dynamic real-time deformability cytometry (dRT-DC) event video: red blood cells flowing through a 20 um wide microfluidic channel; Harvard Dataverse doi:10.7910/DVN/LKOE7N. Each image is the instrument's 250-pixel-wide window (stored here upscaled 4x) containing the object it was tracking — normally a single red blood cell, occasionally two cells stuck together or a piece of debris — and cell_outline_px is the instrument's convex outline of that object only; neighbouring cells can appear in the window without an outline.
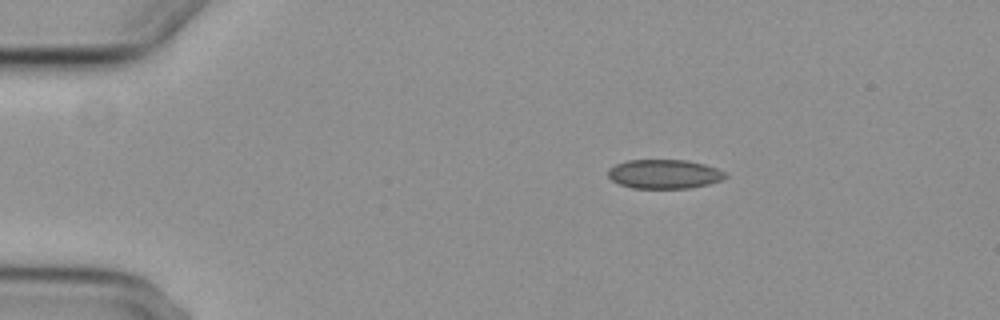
{"species": "common noctule bat (a hibernating species)", "species_latin": "Nyctalus noctula", "temperature_condition": "cold", "stored_images_in_passage": 3, "camera_frame_rate_fps": 3000, "um_per_image_px": 0.085, "animal": {"sex": "female", "body_mass_g": 29.2, "forearm_length_mm": 56.3}, "frame": {"image": 1, "passage_image": 1, "time_ms": 0.0, "image_size_px": [1000, 320], "cell_outline_px": [[728, 176], [720, 180], [708, 184], [688, 188], [632, 188], [620, 184], [612, 180], [608, 176], [608, 168], [616, 164], [628, 160], [688, 160], [704, 164], [716, 168], [724, 172]], "centroid_in_image_um": [56.44, 14.79], "position_along_channel_um": 28.6, "area_um2": 19.83}}